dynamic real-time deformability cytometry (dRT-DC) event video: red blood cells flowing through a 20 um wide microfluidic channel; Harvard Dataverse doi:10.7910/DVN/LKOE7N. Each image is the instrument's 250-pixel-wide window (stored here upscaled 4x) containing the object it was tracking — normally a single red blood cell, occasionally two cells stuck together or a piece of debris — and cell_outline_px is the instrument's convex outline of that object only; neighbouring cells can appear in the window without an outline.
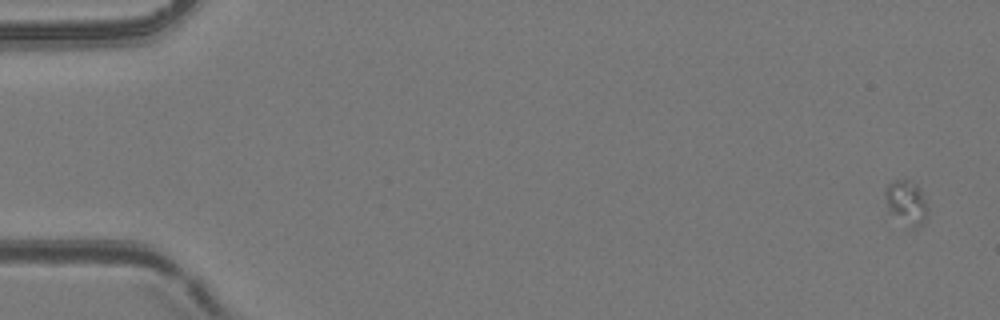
{"species": "common noctule bat (a hibernating species)", "species_latin": "Nyctalus noctula", "temperature_condition": "room temperature", "stored_images_in_passage": 5, "camera_frame_rate_fps": 3000, "um_per_image_px": 0.085, "animal": {"sex": "female", "body_mass_g": 24.6, "forearm_length_mm": 56.2}, "frame": {"image": 1, "passage_image": 1, "time_ms": 0.0, "image_size_px": [1000, 320], "cell_outline_px": [[928, 212], [924, 220], [916, 228], [912, 228], [892, 212], [888, 208], [884, 196], [884, 192], [888, 184], [896, 180], [908, 180], [916, 184], [920, 188], [928, 208]], "centroid_in_image_um": [77.05, 17.18], "position_along_channel_um": 7.9, "area_um2": 10.58}}